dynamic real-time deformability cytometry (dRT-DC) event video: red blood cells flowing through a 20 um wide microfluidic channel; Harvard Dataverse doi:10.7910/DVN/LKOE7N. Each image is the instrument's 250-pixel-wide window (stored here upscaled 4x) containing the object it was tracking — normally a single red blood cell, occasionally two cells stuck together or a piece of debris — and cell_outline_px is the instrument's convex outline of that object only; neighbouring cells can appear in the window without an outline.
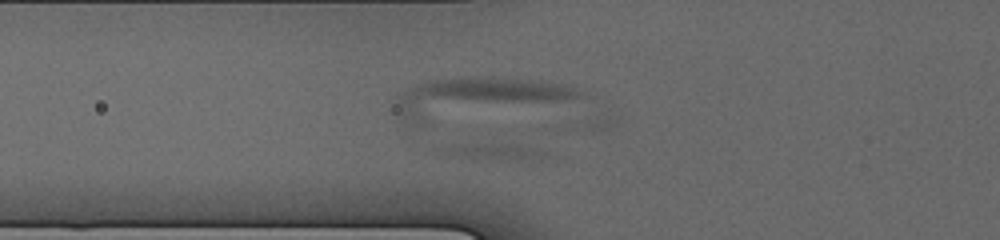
{"species": "human", "species_latin": "Homo sapiens", "temperature_condition": "cold", "stored_images_in_passage": 4, "camera_frame_rate_fps": 3000, "um_per_image_px": 0.085, "donor": {"sex": "male"}, "frame": {"image": 1, "passage_image": 4, "time_ms": 1.667, "image_size_px": [1000, 240], "cell_outline_px": [[592, 96], [424, 128], [420, 128], [400, 124], [396, 116], [396, 92], [412, 84], [432, 80], [488, 76], [536, 80], [564, 84], [588, 92]], "centroid_in_image_um": [40.41, 8.4], "position_along_channel_um": 85.4, "area_um2": 46.12}}